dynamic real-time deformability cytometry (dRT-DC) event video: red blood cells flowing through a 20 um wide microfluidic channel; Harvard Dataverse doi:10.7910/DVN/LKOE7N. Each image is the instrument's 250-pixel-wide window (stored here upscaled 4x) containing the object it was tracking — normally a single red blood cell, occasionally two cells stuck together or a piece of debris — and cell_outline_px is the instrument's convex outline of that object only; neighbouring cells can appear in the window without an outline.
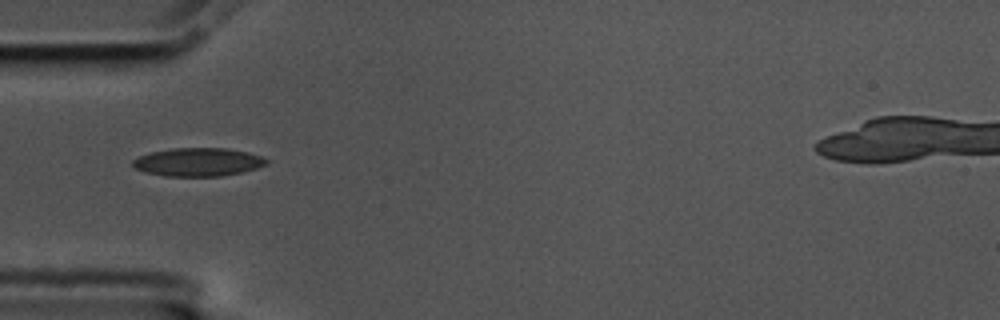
{"species": "common noctule bat (a hibernating species)", "species_latin": "Nyctalus noctula", "temperature_condition": "cold", "stored_images_in_passage": 4, "camera_frame_rate_fps": 3000, "um_per_image_px": 0.085, "animal": {"sex": "male", "body_mass_g": 17.5, "forearm_length_mm": 52.3}, "frame": {"image": 1, "passage_image": 1, "time_ms": 0.0, "image_size_px": [1000, 320], "cell_outline_px": [[268, 164], [256, 168], [240, 172], [220, 176], [164, 176], [144, 172], [136, 168], [132, 164], [132, 160], [140, 156], [152, 152], [172, 148], [228, 148], [248, 152], [260, 156], [268, 160]], "centroid_in_image_um": [16.83, 13.77], "position_along_channel_um": 68.2, "area_um2": 21.96}}